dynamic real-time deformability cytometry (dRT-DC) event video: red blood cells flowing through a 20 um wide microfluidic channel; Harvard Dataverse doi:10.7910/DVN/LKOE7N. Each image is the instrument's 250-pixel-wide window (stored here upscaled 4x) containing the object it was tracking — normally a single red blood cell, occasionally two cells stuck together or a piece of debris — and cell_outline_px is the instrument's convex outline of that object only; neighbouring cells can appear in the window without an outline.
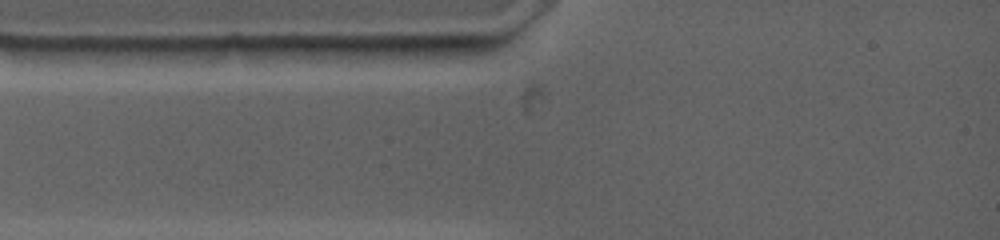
{"species": "common noctule bat (a hibernating species)", "species_latin": "Nyctalus noctula", "temperature_condition": "warm", "stored_images_in_passage": 3, "camera_frame_rate_fps": 4500, "um_per_image_px": 0.085, "animal": {"sex": "female", "body_mass_g": 19.0, "forearm_length_mm": 53.3}, "frame": {"image": 1, "passage_image": 1, "time_ms": 0.0, "image_size_px": [1000, 240], "cell_outline_px": [[464, 44], [428, 64], [400, 64], [348, 56], [308, 48], [400, 44]], "centroid_in_image_um": [33.63, 4.46], "position_along_channel_um": 51.4, "area_um2": 13.64}}